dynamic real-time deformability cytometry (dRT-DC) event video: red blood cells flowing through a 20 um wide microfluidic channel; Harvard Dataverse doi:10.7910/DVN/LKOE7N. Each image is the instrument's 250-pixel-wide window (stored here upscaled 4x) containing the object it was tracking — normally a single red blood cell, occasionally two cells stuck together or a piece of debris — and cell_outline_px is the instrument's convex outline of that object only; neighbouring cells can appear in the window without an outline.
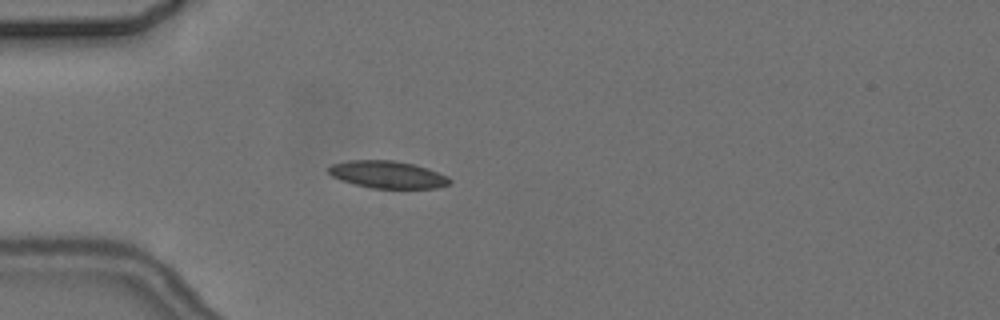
{"species": "common noctule bat (a hibernating species)", "species_latin": "Nyctalus noctula", "temperature_condition": "cold", "stored_images_in_passage": 4, "camera_frame_rate_fps": 3000, "um_per_image_px": 0.085, "animal": {"sex": "female", "body_mass_g": 24.6, "forearm_length_mm": 56.2}, "frame": {"image": 1, "passage_image": 4, "time_ms": 4.333, "image_size_px": [1000, 320], "cell_outline_px": [[452, 180], [448, 184], [436, 188], [372, 188], [340, 180], [332, 176], [328, 172], [328, 168], [332, 164], [348, 160], [392, 160], [412, 164], [428, 168], [448, 176]], "centroid_in_image_um": [32.94, 14.83], "position_along_channel_um": 52.1, "area_um2": 19.19}}